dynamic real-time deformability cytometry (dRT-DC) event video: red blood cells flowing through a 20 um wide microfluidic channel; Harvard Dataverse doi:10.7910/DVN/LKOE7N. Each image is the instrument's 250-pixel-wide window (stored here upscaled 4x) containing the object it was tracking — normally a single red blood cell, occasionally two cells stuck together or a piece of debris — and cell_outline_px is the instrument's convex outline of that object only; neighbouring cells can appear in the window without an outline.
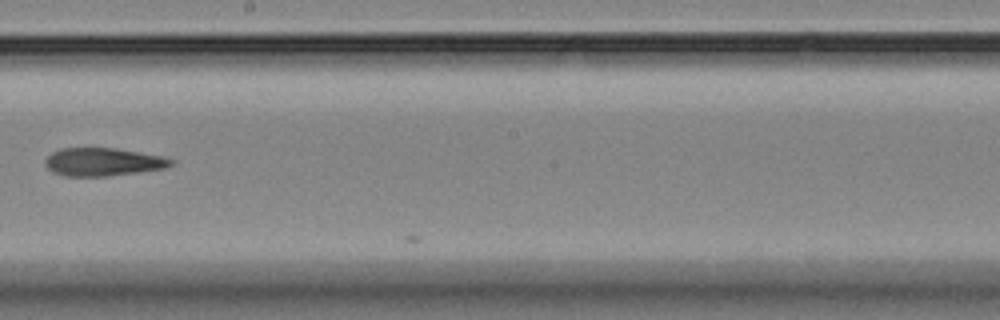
{"species": "Egyptian fruit bat (a non-hibernating species)", "species_latin": "Rousettus aegyptiacus", "temperature_condition": "room temperature", "stored_images_in_passage": 9, "camera_frame_rate_fps": 3000, "um_per_image_px": 0.085, "animal": {"sex": "female"}, "frame": {"image": 1, "passage_image": 8, "time_ms": 8.0, "image_size_px": [1000, 320], "cell_outline_px": [[176, 160], [172, 164], [164, 168], [108, 176], [64, 176], [52, 172], [44, 164], [44, 160], [52, 152], [60, 148], [88, 144], [116, 148], [164, 156]], "centroid_in_image_um": [8.69, 13.71], "position_along_channel_um": 239.5, "area_um2": 21.44}}